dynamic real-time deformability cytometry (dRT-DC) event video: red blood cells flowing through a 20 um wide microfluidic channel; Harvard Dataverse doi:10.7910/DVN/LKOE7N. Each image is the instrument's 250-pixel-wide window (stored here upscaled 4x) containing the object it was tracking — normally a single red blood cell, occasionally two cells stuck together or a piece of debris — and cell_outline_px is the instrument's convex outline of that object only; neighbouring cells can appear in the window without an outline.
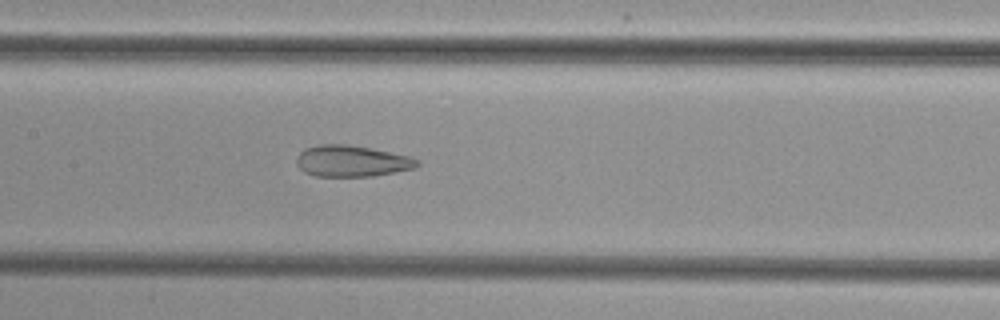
{"species": "common noctule bat (a hibernating species)", "species_latin": "Nyctalus noctula", "temperature_condition": "cold", "stored_images_in_passage": 40, "camera_frame_rate_fps": 3000, "um_per_image_px": 0.085, "animal": {"sex": "female", "body_mass_g": 29.2, "forearm_length_mm": 56.3}, "frame": {"image": 1, "passage_image": 19, "time_ms": 6.0, "image_size_px": [1000, 320], "cell_outline_px": [[420, 164], [416, 168], [396, 172], [372, 176], [316, 176], [304, 172], [296, 164], [296, 156], [304, 148], [316, 144], [348, 144], [372, 148], [408, 156], [420, 160]], "centroid_in_image_um": [29.89, 13.68], "position_along_channel_um": 177.5, "area_um2": 22.25}}
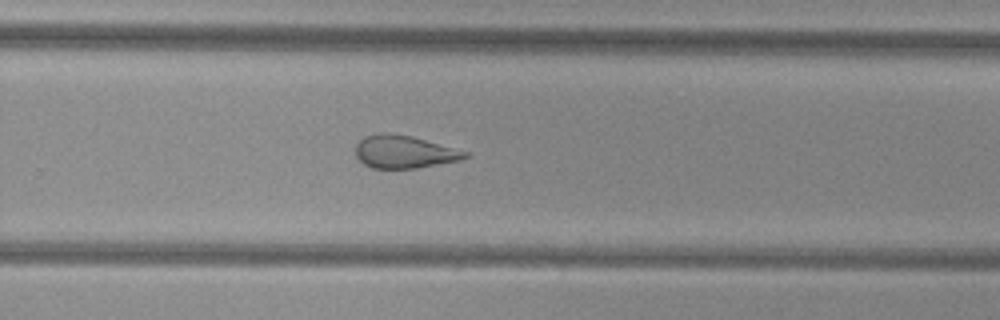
{"frame": {"image": 2, "passage_image": 28, "time_ms": 9.0, "image_size_px": [1000, 320], "cell_outline_px": [[468, 156], [460, 160], [416, 168], [372, 168], [364, 164], [356, 156], [356, 144], [364, 136], [380, 132], [392, 132], [412, 136], [468, 152]], "centroid_in_image_um": [34.32, 12.89], "position_along_channel_um": 295.5, "area_um2": 20.87}}
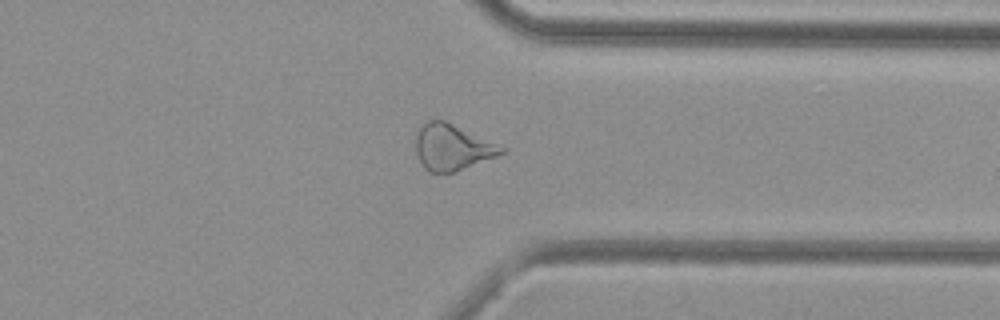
{"frame": {"image": 3, "passage_image": 34, "time_ms": 11.0, "image_size_px": [1000, 320], "cell_outline_px": [[508, 148], [504, 152], [496, 156], [456, 172], [432, 172], [424, 168], [416, 152], [416, 132], [428, 120], [444, 120]], "centroid_in_image_um": [38.45, 12.52], "position_along_channel_um": 372.9, "area_um2": 22.77}}